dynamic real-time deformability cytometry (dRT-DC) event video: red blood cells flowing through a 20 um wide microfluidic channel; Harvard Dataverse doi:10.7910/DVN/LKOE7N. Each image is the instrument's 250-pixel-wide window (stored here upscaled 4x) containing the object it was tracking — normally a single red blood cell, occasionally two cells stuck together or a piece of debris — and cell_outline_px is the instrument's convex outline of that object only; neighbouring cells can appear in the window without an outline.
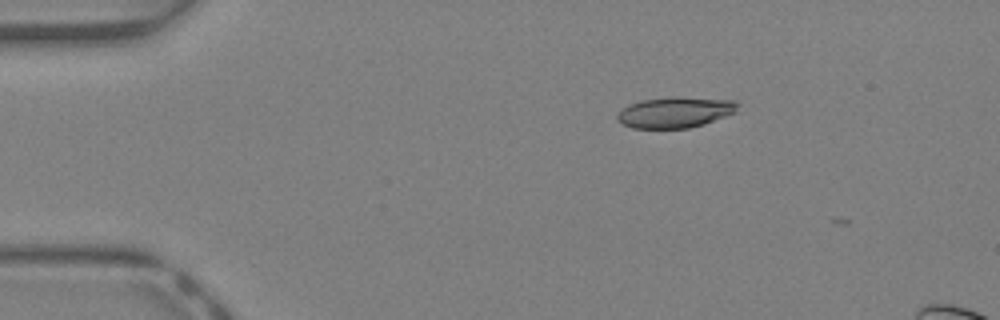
{"species": "Egyptian fruit bat (a non-hibernating species)", "species_latin": "Rousettus aegyptiacus", "temperature_condition": "warm", "stored_images_in_passage": 5, "camera_frame_rate_fps": 3000, "um_per_image_px": 0.085, "animal": {"sex": "female"}, "frame": {"image": 1, "passage_image": 2, "time_ms": 0.333, "image_size_px": [1000, 320], "cell_outline_px": [[740, 104], [736, 112], [704, 124], [688, 128], [632, 128], [616, 120], [616, 116], [628, 104], [644, 100], [676, 96], [736, 100]], "centroid_in_image_um": [57.43, 9.54], "position_along_channel_um": 27.6, "area_um2": 21.68}}